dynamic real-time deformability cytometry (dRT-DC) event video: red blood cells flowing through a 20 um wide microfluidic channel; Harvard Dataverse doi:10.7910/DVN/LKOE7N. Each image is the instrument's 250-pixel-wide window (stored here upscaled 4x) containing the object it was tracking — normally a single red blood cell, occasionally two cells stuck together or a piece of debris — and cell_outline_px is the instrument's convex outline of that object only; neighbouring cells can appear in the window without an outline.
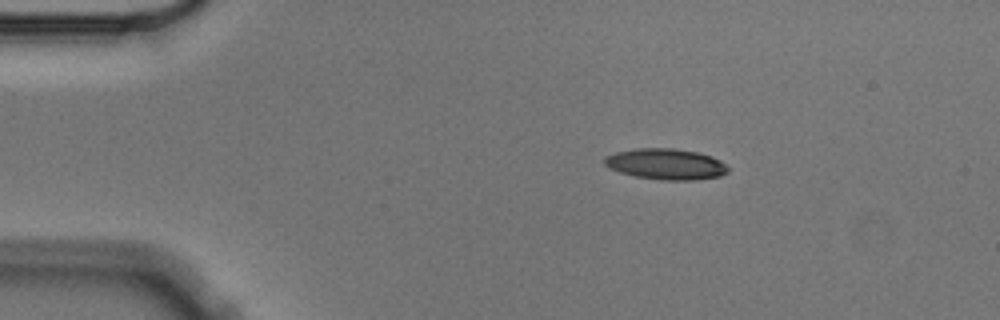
{"species": "Egyptian fruit bat (a non-hibernating species)", "species_latin": "Rousettus aegyptiacus", "temperature_condition": "cold", "stored_images_in_passage": 3, "camera_frame_rate_fps": 3000, "um_per_image_px": 0.085, "animal": {"sex": "male"}, "frame": {"image": 1, "passage_image": 1, "time_ms": 0.0, "image_size_px": [1000, 320], "cell_outline_px": [[728, 172], [720, 176], [696, 180], [660, 180], [632, 176], [608, 168], [604, 164], [604, 156], [616, 152], [636, 148], [672, 148], [696, 152], [712, 156], [720, 160], [728, 168]], "centroid_in_image_um": [56.57, 13.95], "position_along_channel_um": 28.4, "area_um2": 22.43}}
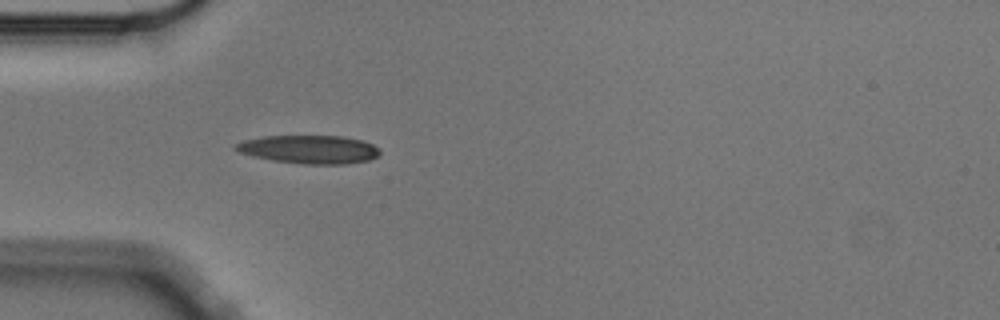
{"frame": {"image": 2, "passage_image": 3, "time_ms": 0.667, "image_size_px": [1000, 320], "cell_outline_px": [[380, 156], [368, 160], [344, 164], [304, 164], [272, 160], [252, 156], [240, 152], [232, 148], [236, 144], [244, 140], [260, 136], [344, 136], [364, 140], [372, 144], [380, 152]], "centroid_in_image_um": [26.28, 12.69], "position_along_channel_um": 58.7, "area_um2": 23.87}}